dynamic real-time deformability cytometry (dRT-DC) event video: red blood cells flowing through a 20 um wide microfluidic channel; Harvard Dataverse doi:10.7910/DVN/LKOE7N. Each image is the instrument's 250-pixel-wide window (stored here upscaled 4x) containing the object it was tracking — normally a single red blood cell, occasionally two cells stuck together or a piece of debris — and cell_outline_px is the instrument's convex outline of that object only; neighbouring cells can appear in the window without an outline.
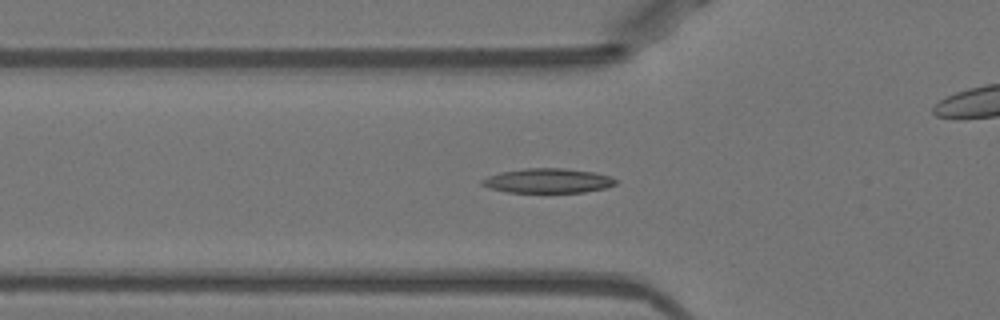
{"species": "Egyptian fruit bat (a non-hibernating species)", "species_latin": "Rousettus aegyptiacus", "temperature_condition": "warm", "stored_images_in_passage": 53, "camera_frame_rate_fps": 3000, "um_per_image_px": 0.085, "animal": {"sex": "female"}, "frame": {"image": 1, "passage_image": 18, "time_ms": 5.667, "image_size_px": [1000, 320], "cell_outline_px": [[620, 180], [616, 184], [604, 188], [584, 192], [508, 192], [488, 188], [480, 184], [480, 180], [488, 176], [500, 172], [524, 168], [564, 168], [592, 172], [608, 176]], "centroid_in_image_um": [46.54, 15.36], "position_along_channel_um": 79.3, "area_um2": 19.13}}
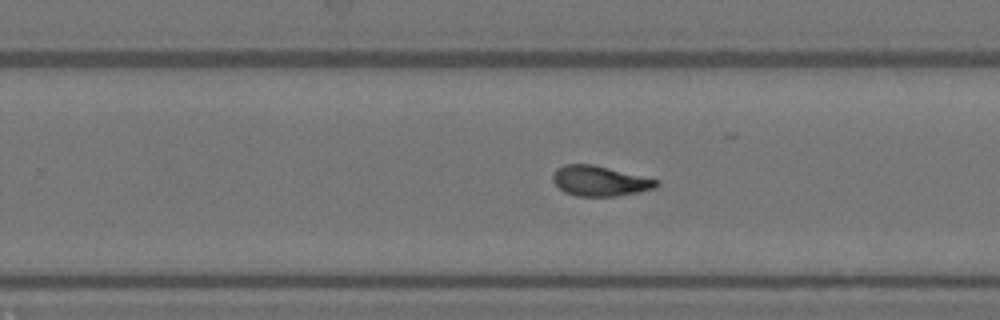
{"frame": {"image": 2, "passage_image": 33, "time_ms": 10.667, "image_size_px": [1000, 320], "cell_outline_px": [[660, 184], [656, 188], [640, 192], [616, 196], [576, 196], [564, 192], [552, 180], [552, 176], [556, 168], [564, 164], [592, 164], [660, 180]], "centroid_in_image_um": [51.0, 15.38], "position_along_channel_um": 278.8, "area_um2": 18.32}}
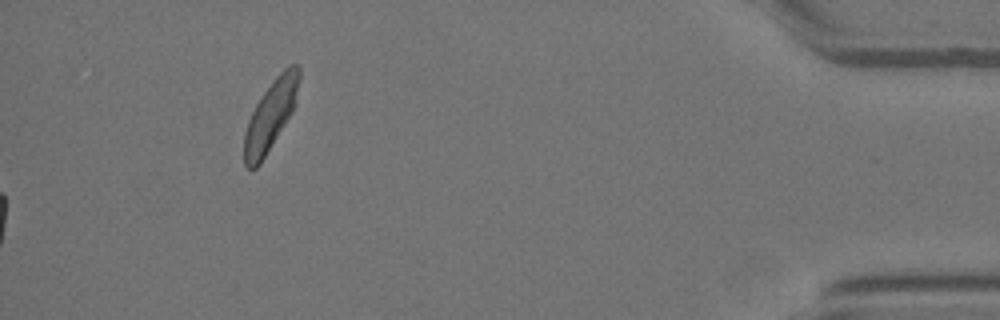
{"frame": {"image": 3, "passage_image": 53, "time_ms": 17.333, "image_size_px": [1000, 320], "cell_outline_px": [[300, 80], [292, 112], [260, 164], [256, 168], [248, 168], [244, 164], [244, 132], [248, 120], [260, 96], [272, 80], [288, 64], [296, 64], [300, 68]], "centroid_in_image_um": [22.99, 9.77], "position_along_channel_um": 412.2, "area_um2": 22.2}, "authors_computed_cell_mechanics": {"area_um2": 18.2648, "velocity_mm_per_s": 3.973, "shape_relaxation_time_tau1_ms": 5.9853, "shape_relaxation_time_tau2_ms": 4.3752, "deformation_change_tau1": 0.2071, "deformation_change_tau2": 0.0983}}